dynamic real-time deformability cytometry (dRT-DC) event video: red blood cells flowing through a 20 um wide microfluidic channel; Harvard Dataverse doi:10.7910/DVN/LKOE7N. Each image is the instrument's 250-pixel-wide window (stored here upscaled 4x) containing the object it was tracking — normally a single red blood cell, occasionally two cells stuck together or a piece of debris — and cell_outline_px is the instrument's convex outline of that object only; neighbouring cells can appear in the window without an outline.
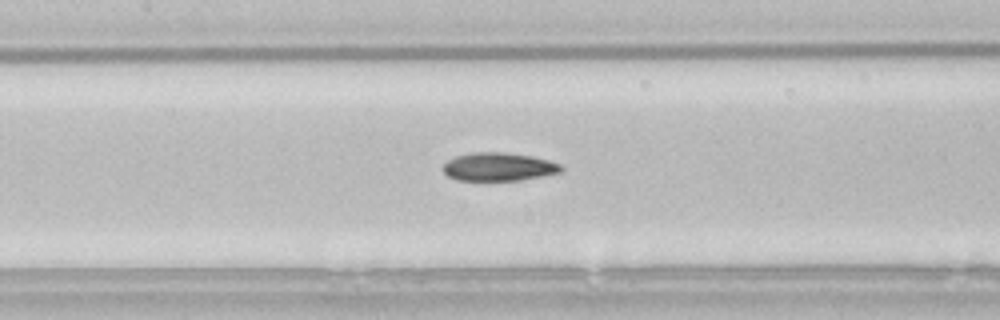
{"species": "common noctule bat (a hibernating species)", "species_latin": "Nyctalus noctula", "temperature_condition": "room temperature", "stored_images_in_passage": 43, "camera_frame_rate_fps": 3000, "um_per_image_px": 0.085, "animal": {"sex": "male", "body_mass_g": 21.5, "forearm_length_mm": 52.0}, "frame": {"image": 1, "passage_image": 18, "time_ms": 5.667, "image_size_px": [1000, 320], "cell_outline_px": [[564, 168], [560, 172], [520, 180], [456, 180], [448, 176], [444, 172], [444, 164], [448, 160], [456, 156], [472, 152], [504, 152], [532, 156], [548, 160], [560, 164]], "centroid_in_image_um": [42.38, 14.17], "position_along_channel_um": 165.0, "area_um2": 19.31}}
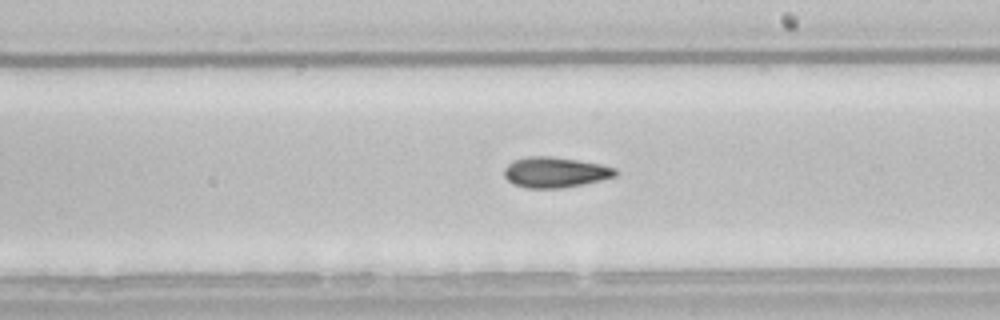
{"frame": {"image": 2, "passage_image": 24, "time_ms": 7.667, "image_size_px": [1000, 320], "cell_outline_px": [[616, 176], [584, 184], [560, 188], [528, 188], [512, 184], [504, 176], [504, 168], [512, 160], [528, 156], [552, 156], [600, 164], [616, 168]], "centroid_in_image_um": [47.15, 14.64], "position_along_channel_um": 241.9, "area_um2": 19.77}}
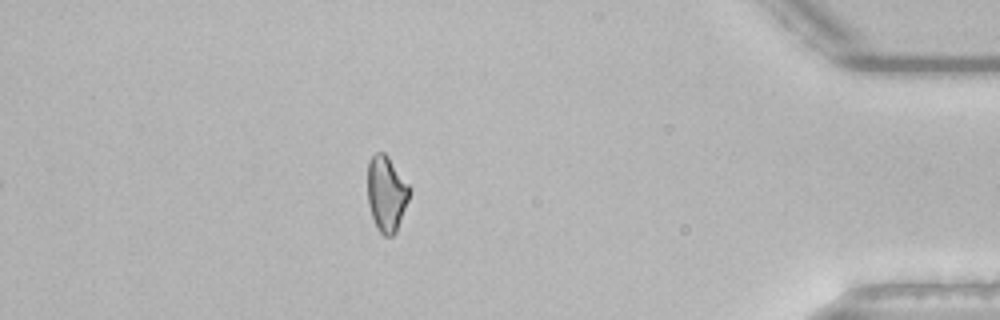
{"frame": {"image": 3, "passage_image": 40, "time_ms": 13.0, "image_size_px": [1000, 320], "cell_outline_px": [[412, 188], [408, 200], [396, 232], [392, 236], [384, 236], [376, 228], [368, 204], [368, 160], [376, 152], [384, 152], [388, 156]], "centroid_in_image_um": [32.85, 16.45], "position_along_channel_um": 402.3, "area_um2": 18.55}}